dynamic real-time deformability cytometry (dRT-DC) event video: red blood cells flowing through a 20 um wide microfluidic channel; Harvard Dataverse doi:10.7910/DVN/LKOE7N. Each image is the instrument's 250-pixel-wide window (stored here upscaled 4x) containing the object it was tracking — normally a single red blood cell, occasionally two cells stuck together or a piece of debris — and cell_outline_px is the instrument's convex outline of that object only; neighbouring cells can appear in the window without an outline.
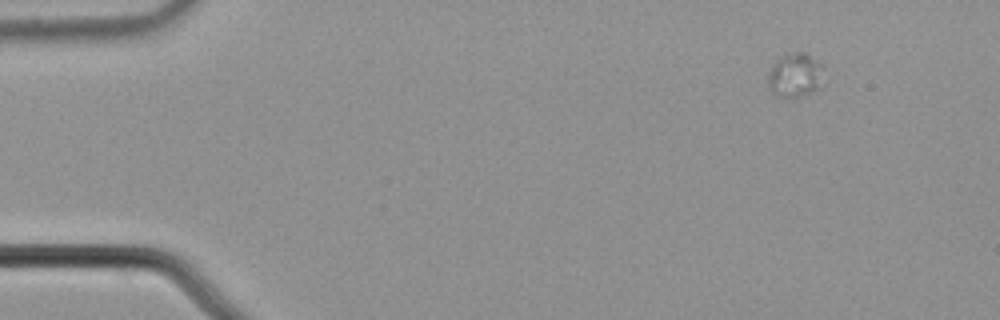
{"species": "common noctule bat (a hibernating species)", "species_latin": "Nyctalus noctula", "temperature_condition": "cold", "stored_images_in_passage": 6, "camera_frame_rate_fps": 3000, "um_per_image_px": 0.085, "animal": {"sex": "male", "body_mass_g": 21.5, "forearm_length_mm": 52.0}, "frame": {"image": 1, "passage_image": 6, "time_ms": 1.667, "image_size_px": [1000, 320], "cell_outline_px": [[824, 84], [820, 88], [796, 96], [776, 96], [768, 88], [768, 76], [772, 64], [780, 56], [792, 52], [804, 52], [824, 64]], "centroid_in_image_um": [67.62, 6.36], "position_along_channel_um": 17.4, "area_um2": 14.57}}